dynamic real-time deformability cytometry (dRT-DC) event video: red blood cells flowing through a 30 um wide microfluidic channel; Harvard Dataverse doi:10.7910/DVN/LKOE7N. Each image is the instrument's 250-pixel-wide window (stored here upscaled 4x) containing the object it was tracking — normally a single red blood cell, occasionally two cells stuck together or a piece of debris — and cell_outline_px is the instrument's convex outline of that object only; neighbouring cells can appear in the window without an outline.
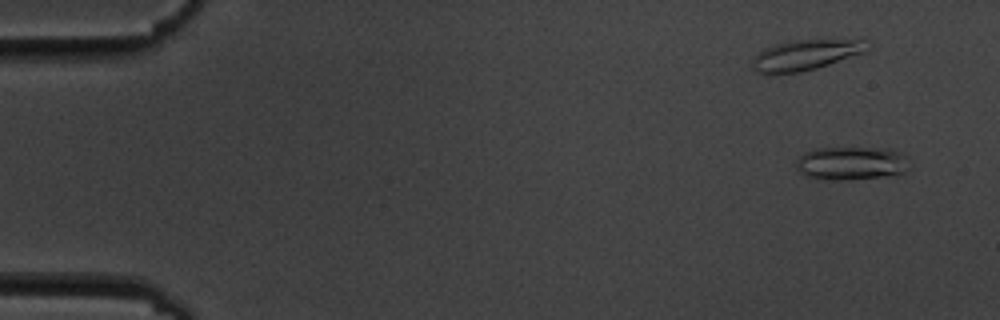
{"species": "common noctule bat (a hibernating species)", "species_latin": "Nyctalus noctula", "temperature_condition": "cold", "stored_images_in_passage": 4, "camera_frame_rate_fps": 3000, "um_per_image_px": 0.085, "animal": {"sex": "male", "body_mass_g": 19.5, "forearm_length_mm": 54.6}, "frame": {"image": 1, "passage_image": 1, "time_ms": 0.0, "image_size_px": [1000, 320], "cell_outline_px": [[908, 168], [904, 172], [896, 176], [848, 180], [824, 180], [804, 176], [800, 172], [796, 164], [796, 160], [804, 152], [816, 148], [892, 148], [900, 156]], "centroid_in_image_um": [72.29, 13.9], "position_along_channel_um": 12.7, "area_um2": 22.08}}